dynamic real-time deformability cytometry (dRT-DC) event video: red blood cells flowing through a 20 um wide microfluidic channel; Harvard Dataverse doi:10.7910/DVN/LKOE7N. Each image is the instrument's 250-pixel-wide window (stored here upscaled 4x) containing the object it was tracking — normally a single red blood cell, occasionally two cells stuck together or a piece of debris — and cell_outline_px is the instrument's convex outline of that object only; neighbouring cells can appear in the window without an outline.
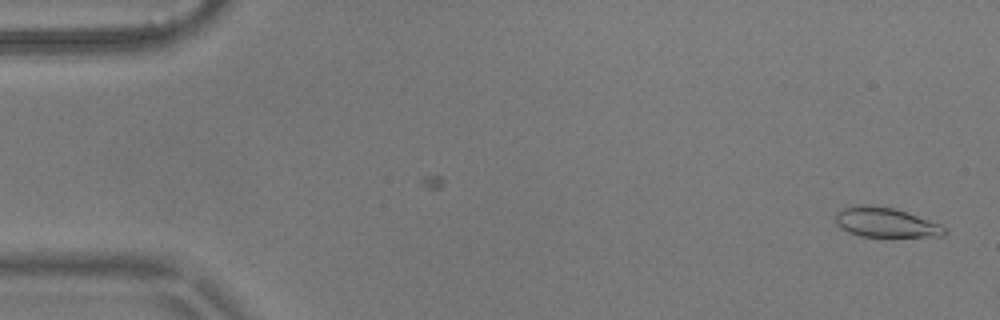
{"species": "common noctule bat (a hibernating species)", "species_latin": "Nyctalus noctula", "temperature_condition": "warm", "stored_images_in_passage": 2, "camera_frame_rate_fps": 3000, "um_per_image_px": 0.085, "animal": {"sex": "male", "body_mass_g": 17.9}, "frame": {"image": 1, "passage_image": 2, "time_ms": 0.333, "image_size_px": [1000, 320], "cell_outline_px": [[948, 232], [944, 236], [860, 236], [848, 232], [840, 228], [836, 224], [836, 212], [844, 208], [856, 204], [872, 204], [896, 208], [940, 224]], "centroid_in_image_um": [75.25, 18.88], "position_along_channel_um": 9.7, "area_um2": 18.96}}